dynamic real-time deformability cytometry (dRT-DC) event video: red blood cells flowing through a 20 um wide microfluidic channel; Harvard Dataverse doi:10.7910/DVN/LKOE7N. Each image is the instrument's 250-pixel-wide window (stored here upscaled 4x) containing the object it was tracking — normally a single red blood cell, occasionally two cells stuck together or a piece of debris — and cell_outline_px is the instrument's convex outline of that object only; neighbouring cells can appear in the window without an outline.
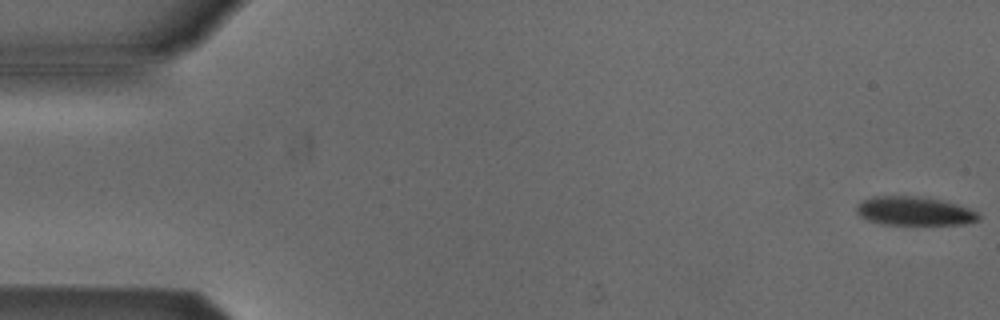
{"species": "Egyptian fruit bat (a non-hibernating species)", "species_latin": "Rousettus aegyptiacus", "temperature_condition": "cold", "stored_images_in_passage": 4, "camera_frame_rate_fps": 3000, "um_per_image_px": 0.085, "animal": {"sex": "male"}, "frame": {"image": 1, "passage_image": 1, "time_ms": 0.0, "image_size_px": [1000, 320], "cell_outline_px": [[980, 220], [964, 224], [880, 224], [868, 220], [860, 216], [856, 212], [856, 204], [860, 200], [872, 196], [916, 196], [940, 200], [956, 204], [980, 212]], "centroid_in_image_um": [77.69, 17.94], "position_along_channel_um": 7.3, "area_um2": 20.58}}
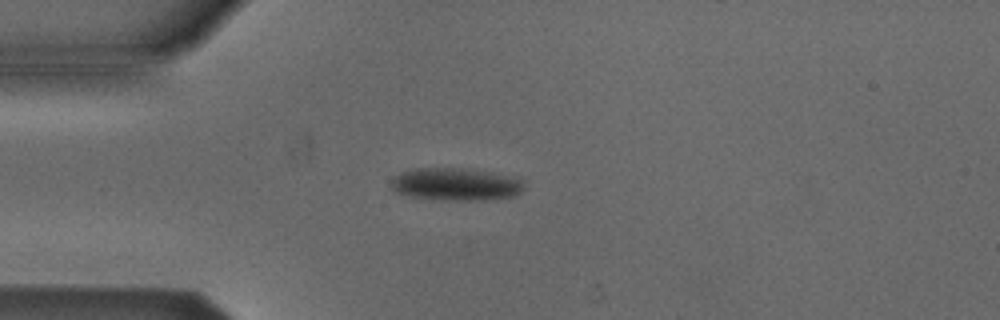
{"frame": {"image": 2, "passage_image": 4, "time_ms": 4.333, "image_size_px": [1000, 320], "cell_outline_px": [[524, 188], [520, 192], [512, 196], [484, 200], [440, 200], [412, 196], [396, 192], [392, 188], [392, 180], [400, 172], [412, 168], [460, 168], [492, 172], [520, 176], [524, 184]], "centroid_in_image_um": [38.8, 15.65], "position_along_channel_um": 46.2, "area_um2": 25.43}}